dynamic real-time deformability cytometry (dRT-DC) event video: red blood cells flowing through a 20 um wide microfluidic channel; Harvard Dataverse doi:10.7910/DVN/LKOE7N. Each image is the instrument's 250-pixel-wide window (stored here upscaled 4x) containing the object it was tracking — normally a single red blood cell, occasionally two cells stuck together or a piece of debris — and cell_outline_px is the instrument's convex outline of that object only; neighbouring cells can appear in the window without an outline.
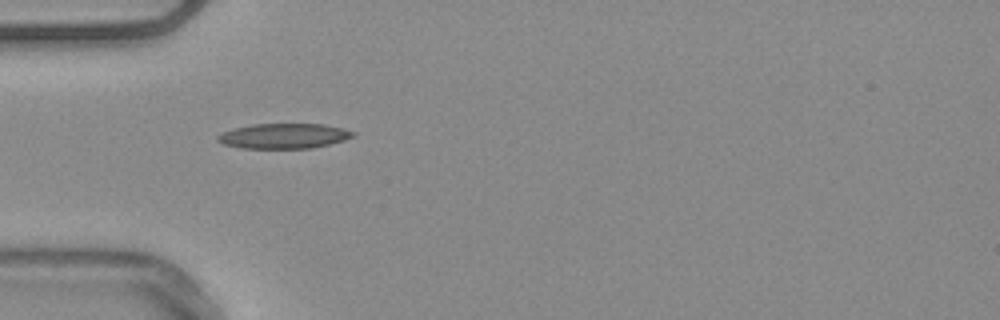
{"species": "common noctule bat (a hibernating species)", "species_latin": "Nyctalus noctula", "temperature_condition": "warm", "stored_images_in_passage": 38, "camera_frame_rate_fps": 3000, "um_per_image_px": 0.085, "animal": {"sex": "male", "body_mass_g": 20.4}, "frame": {"image": 1, "passage_image": 1, "time_ms": 0.0, "image_size_px": [1000, 320], "cell_outline_px": [[356, 136], [344, 140], [312, 148], [240, 148], [224, 144], [216, 140], [216, 136], [220, 132], [252, 124], [324, 124], [356, 132]], "centroid_in_image_um": [24.11, 11.56], "position_along_channel_um": 60.9, "area_um2": 19.77}}
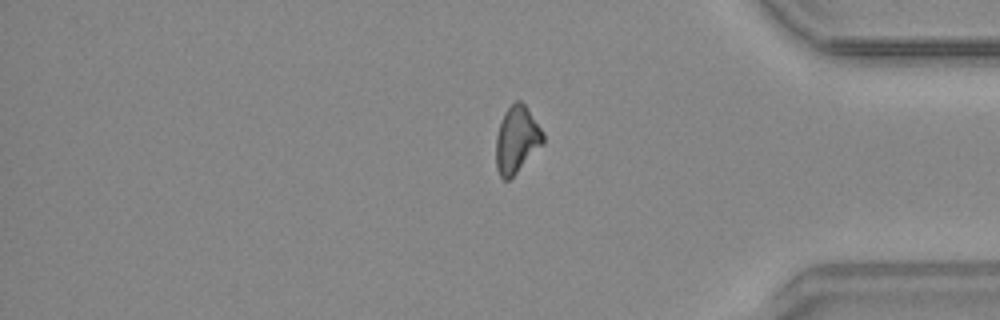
{"frame": {"image": 2, "passage_image": 29, "time_ms": 9.333, "image_size_px": [1000, 320], "cell_outline_px": [[544, 144], [508, 180], [504, 180], [500, 176], [496, 168], [496, 136], [504, 112], [516, 100], [520, 100], [524, 104], [544, 132]], "centroid_in_image_um": [43.93, 11.87], "position_along_channel_um": 391.3, "area_um2": 18.21}}
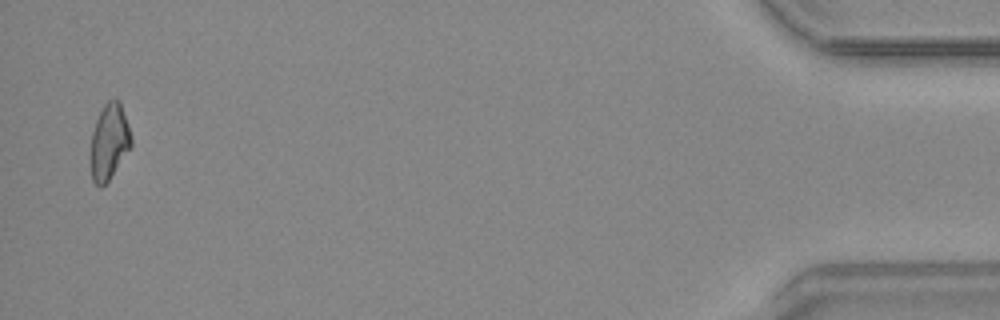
{"frame": {"image": 3, "passage_image": 37, "time_ms": 12.0, "image_size_px": [1000, 320], "cell_outline_px": [[132, 144], [108, 180], [100, 188], [92, 180], [92, 132], [96, 120], [104, 104], [108, 100], [116, 96], [120, 100], [132, 136]], "centroid_in_image_um": [9.3, 11.97], "position_along_channel_um": 425.9, "area_um2": 17.57}}